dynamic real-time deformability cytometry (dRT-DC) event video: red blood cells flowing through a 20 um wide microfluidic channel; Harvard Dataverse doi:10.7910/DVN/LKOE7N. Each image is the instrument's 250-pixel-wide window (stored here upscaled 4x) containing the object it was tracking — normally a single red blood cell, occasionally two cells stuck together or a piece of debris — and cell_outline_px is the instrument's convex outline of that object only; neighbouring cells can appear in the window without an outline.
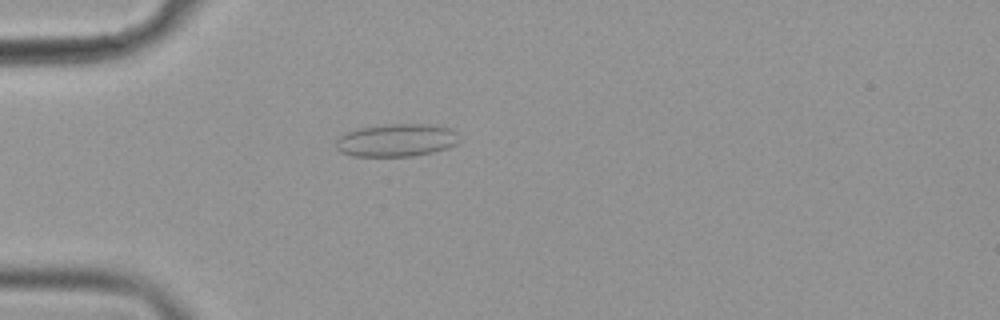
{"species": "common noctule bat (a hibernating species)", "species_latin": "Nyctalus noctula", "temperature_condition": "cold", "stored_images_in_passage": 56, "camera_frame_rate_fps": 3000, "um_per_image_px": 0.085, "animal": {"sex": "female", "body_mass_g": 19.9}, "frame": {"image": 1, "passage_image": 16, "time_ms": 5.0, "image_size_px": [1000, 320], "cell_outline_px": [[460, 140], [456, 144], [448, 148], [432, 152], [412, 156], [352, 156], [340, 152], [336, 148], [336, 140], [340, 136], [348, 132], [360, 128], [392, 124], [428, 124], [452, 128], [456, 132]], "centroid_in_image_um": [33.73, 11.92], "position_along_channel_um": 51.3, "area_um2": 23.52}}
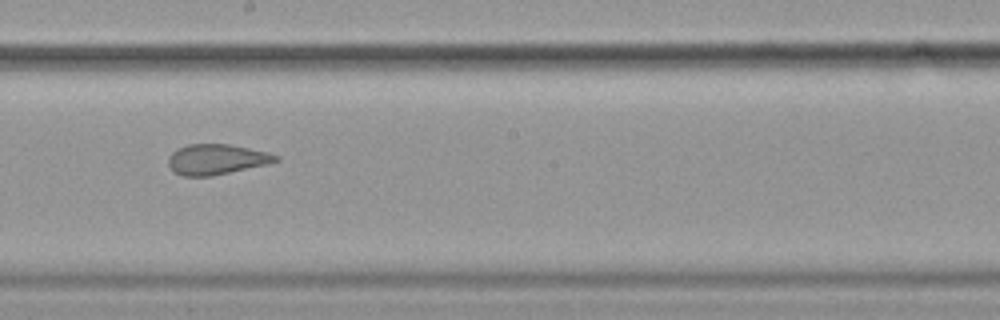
{"frame": {"image": 2, "passage_image": 32, "time_ms": 10.333, "image_size_px": [1000, 320], "cell_outline_px": [[280, 160], [268, 164], [212, 176], [184, 176], [176, 172], [168, 164], [168, 156], [172, 152], [188, 144], [228, 144], [268, 152], [280, 156]], "centroid_in_image_um": [18.43, 13.54], "position_along_channel_um": 229.8, "area_um2": 18.9}}
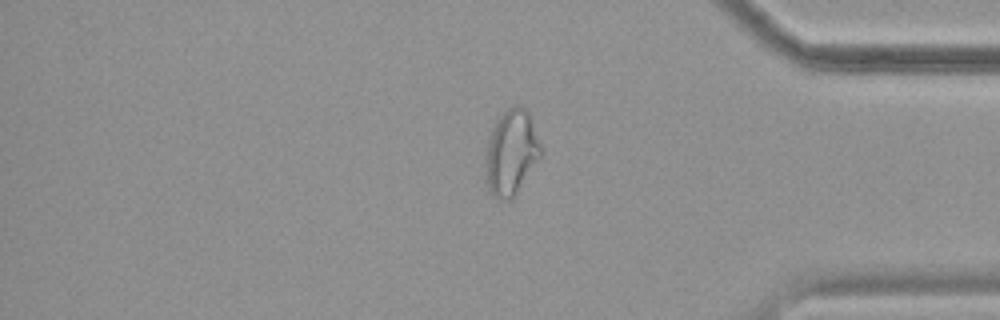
{"frame": {"image": 3, "passage_image": 47, "time_ms": 15.333, "image_size_px": [1000, 320], "cell_outline_px": [[540, 156], [512, 200], [504, 200], [492, 196], [488, 188], [484, 164], [484, 152], [488, 136], [496, 120], [508, 108], [516, 104], [520, 104], [528, 112], [540, 144]], "centroid_in_image_um": [43.4, 12.96], "position_along_channel_um": 391.8, "area_um2": 27.46}, "authors_computed_cell_mechanics": {"area_um2": 23.6402, "velocity_mm_per_s": 3.5973, "shape_relaxation_time_tau1_ms": null, "shape_relaxation_time_tau2_ms": 1.3296, "deformation_change_tau1": null, "deformation_change_tau2": 0.0578}}